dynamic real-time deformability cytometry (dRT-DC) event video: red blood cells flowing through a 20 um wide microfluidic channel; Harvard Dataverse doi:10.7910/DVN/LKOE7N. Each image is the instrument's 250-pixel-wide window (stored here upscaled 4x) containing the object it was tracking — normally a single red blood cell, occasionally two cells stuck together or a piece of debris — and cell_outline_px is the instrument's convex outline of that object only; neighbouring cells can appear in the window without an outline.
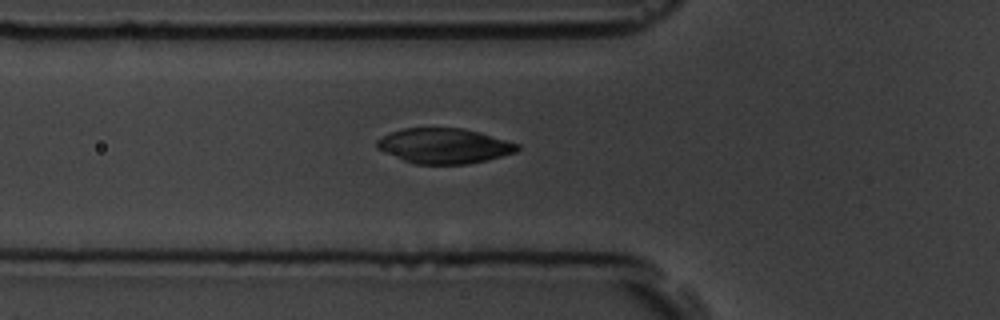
{"species": "common noctule bat (a hibernating species)", "species_latin": "Nyctalus noctula", "temperature_condition": "room temperature", "stored_images_in_passage": 4, "camera_frame_rate_fps": 3000, "um_per_image_px": 0.085, "animal": {"sex": "male", "body_mass_g": 19.5, "forearm_length_mm": 54.6}, "frame": {"image": 1, "passage_image": 4, "time_ms": 3.333, "image_size_px": [1000, 320], "cell_outline_px": [[520, 148], [516, 152], [484, 160], [464, 164], [416, 164], [404, 160], [384, 152], [376, 148], [376, 140], [392, 132], [404, 128], [464, 128], [480, 132], [520, 144]], "centroid_in_image_um": [37.75, 12.39], "position_along_channel_um": 88.0, "area_um2": 28.55}}